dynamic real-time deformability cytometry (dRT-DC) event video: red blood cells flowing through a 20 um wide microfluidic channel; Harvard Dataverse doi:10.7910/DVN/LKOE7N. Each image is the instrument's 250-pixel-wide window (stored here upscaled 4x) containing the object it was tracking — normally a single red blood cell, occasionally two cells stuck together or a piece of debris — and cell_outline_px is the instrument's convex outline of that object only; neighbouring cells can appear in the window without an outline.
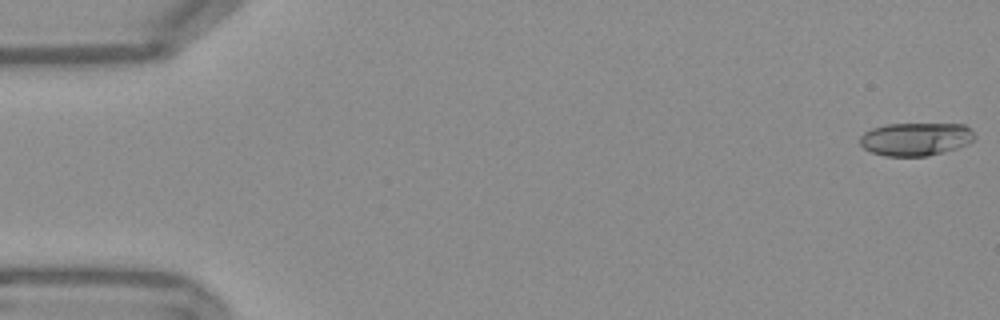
{"species": "Egyptian fruit bat (a non-hibernating species)", "species_latin": "Rousettus aegyptiacus", "temperature_condition": "warm", "stored_images_in_passage": 29, "camera_frame_rate_fps": 3000, "um_per_image_px": 0.085, "frame": {"image": 1, "passage_image": 1, "time_ms": 0.0, "image_size_px": [1000, 320], "cell_outline_px": [[976, 136], [968, 144], [944, 152], [928, 156], [884, 156], [872, 152], [864, 148], [860, 144], [860, 136], [864, 132], [872, 128], [888, 124], [964, 124]], "centroid_in_image_um": [77.82, 11.82], "position_along_channel_um": 7.2, "area_um2": 22.08}}
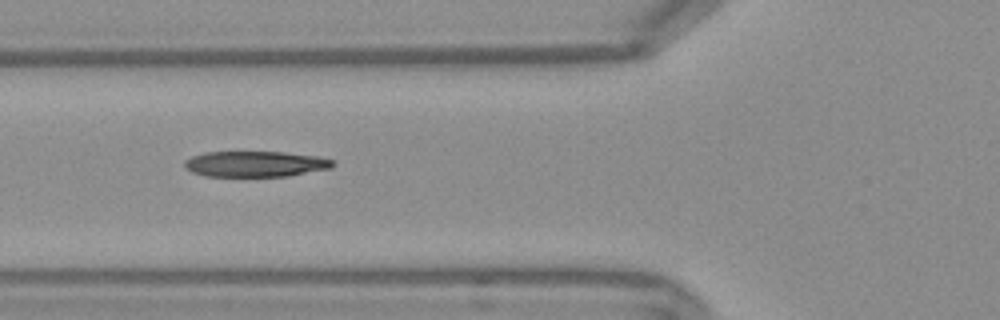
{"frame": {"image": 2, "passage_image": 20, "time_ms": 6.333, "image_size_px": [1000, 320], "cell_outline_px": [[336, 164], [332, 168], [288, 176], [204, 176], [192, 172], [184, 168], [184, 160], [192, 156], [204, 152], [284, 152], [320, 156], [336, 160]], "centroid_in_image_um": [21.74, 13.93], "position_along_channel_um": 104.1, "area_um2": 22.54}}
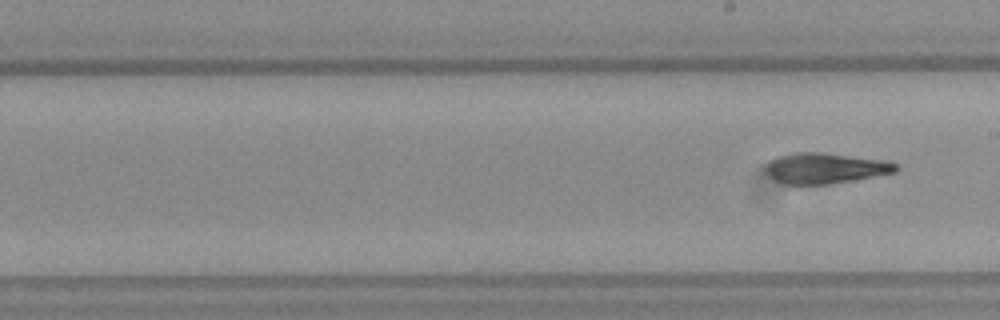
{"frame": {"image": 3, "passage_image": 29, "time_ms": 9.333, "image_size_px": [1000, 320], "cell_outline_px": [[900, 168], [896, 172], [852, 180], [828, 184], [780, 184], [772, 180], [764, 172], [764, 168], [772, 160], [780, 156], [796, 152], [820, 152], [888, 160], [896, 164]], "centroid_in_image_um": [70.13, 14.3], "position_along_channel_um": 218.9, "area_um2": 23.35}}